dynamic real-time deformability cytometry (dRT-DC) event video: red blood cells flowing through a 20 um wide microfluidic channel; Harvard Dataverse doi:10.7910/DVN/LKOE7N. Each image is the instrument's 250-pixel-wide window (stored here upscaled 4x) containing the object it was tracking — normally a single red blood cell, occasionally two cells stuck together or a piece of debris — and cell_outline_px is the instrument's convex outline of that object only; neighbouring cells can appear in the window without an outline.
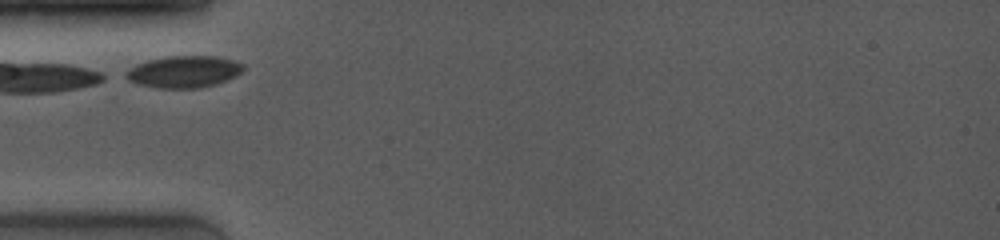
{"species": "common noctule bat (a hibernating species)", "species_latin": "Nyctalus noctula", "temperature_condition": "room temperature", "stored_images_in_passage": 25, "camera_frame_rate_fps": 4000, "um_per_image_px": 0.085, "animal": {"sex": "female", "body_mass_g": 19.0, "forearm_length_mm": 53.3}, "frame": {"image": 1, "passage_image": 1, "time_ms": 0.0, "image_size_px": [1000, 240], "cell_outline_px": [[244, 68], [236, 76], [212, 84], [196, 88], [160, 88], [140, 84], [128, 80], [120, 76], [128, 68], [136, 64], [148, 60], [168, 56], [212, 56], [232, 60], [244, 64]], "centroid_in_image_um": [15.54, 6.09], "position_along_channel_um": 69.5, "area_um2": 21.62}}
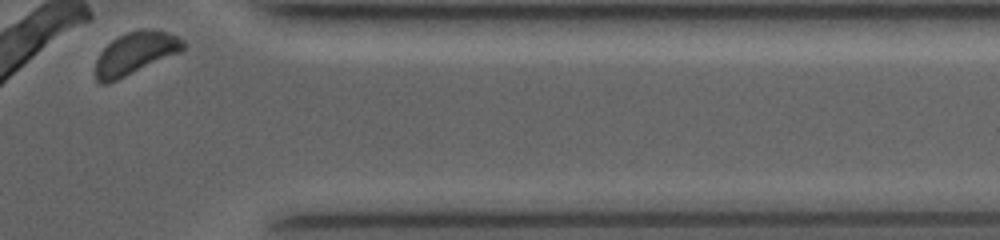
{"frame": {"image": 2, "passage_image": 25, "time_ms": 8.75, "image_size_px": [1000, 240], "cell_outline_px": [[188, 44], [180, 52], [108, 84], [100, 84], [96, 80], [96, 60], [100, 52], [112, 40], [128, 32], [140, 28], [168, 32], [184, 40]], "centroid_in_image_um": [11.51, 4.53], "position_along_channel_um": 399.9, "area_um2": 21.56}}